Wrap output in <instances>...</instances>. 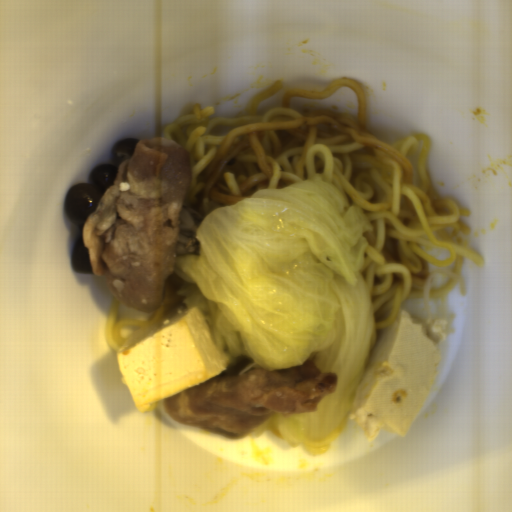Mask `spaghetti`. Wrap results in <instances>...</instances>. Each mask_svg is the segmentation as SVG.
Here are the masks:
<instances>
[{"instance_id": "8bdb9b5d", "label": "spaghetti", "mask_w": 512, "mask_h": 512, "mask_svg": "<svg viewBox=\"0 0 512 512\" xmlns=\"http://www.w3.org/2000/svg\"><path fill=\"white\" fill-rule=\"evenodd\" d=\"M185 299V295L176 292L170 283L166 282L164 295L161 303L156 309V313L150 320L126 319L122 318L117 321L119 302L117 298H113L109 308V316L107 318L106 338L111 348L118 353L122 345L127 341L122 334V327H136L141 330L151 328L159 323L166 306L174 305Z\"/></svg>"}, {"instance_id": "c7327b10", "label": "spaghetti", "mask_w": 512, "mask_h": 512, "mask_svg": "<svg viewBox=\"0 0 512 512\" xmlns=\"http://www.w3.org/2000/svg\"><path fill=\"white\" fill-rule=\"evenodd\" d=\"M285 87L276 80L252 97L242 117L209 119L215 107L194 104L162 129L190 155L192 180L181 208L202 217L256 190L319 179L360 208L372 229L360 271L375 330L389 327L401 303L425 296L430 264L465 258L484 267L460 231L470 209L443 198L429 173L431 140L412 134L391 144L366 130V98L358 81L333 79L319 90L288 89L279 107L257 115L260 102Z\"/></svg>"}, {"instance_id": "4aaf3555", "label": "spaghetti", "mask_w": 512, "mask_h": 512, "mask_svg": "<svg viewBox=\"0 0 512 512\" xmlns=\"http://www.w3.org/2000/svg\"><path fill=\"white\" fill-rule=\"evenodd\" d=\"M455 283H456V281L451 278L448 280L446 285L439 286V287H429L428 298L440 297L443 295H447L449 292L452 291Z\"/></svg>"}]
</instances>
